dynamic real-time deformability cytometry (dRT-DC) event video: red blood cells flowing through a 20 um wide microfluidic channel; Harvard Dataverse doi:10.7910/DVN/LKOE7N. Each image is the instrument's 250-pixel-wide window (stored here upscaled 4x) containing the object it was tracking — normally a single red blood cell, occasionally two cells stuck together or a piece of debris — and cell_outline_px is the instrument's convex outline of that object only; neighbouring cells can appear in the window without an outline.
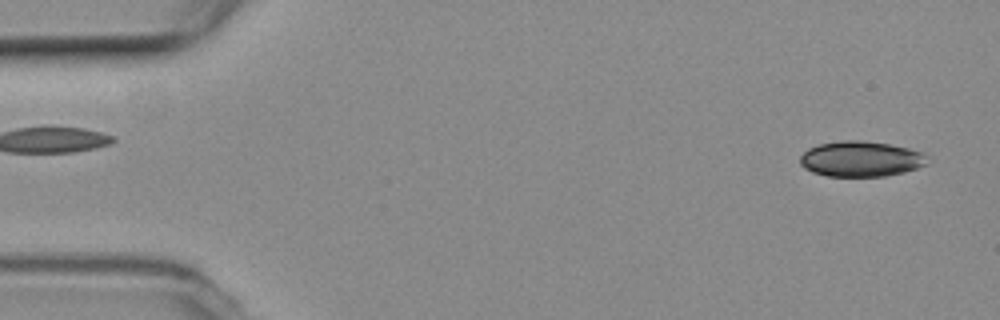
{"species": "common noctule bat (a hibernating species)", "species_latin": "Nyctalus noctula", "temperature_condition": "room temperature", "stored_images_in_passage": 53, "camera_frame_rate_fps": 3000, "um_per_image_px": 0.085, "animal": {"sex": "female", "body_mass_g": 19.3, "forearm_length_mm": 54.1}, "frame": {"image": 1, "passage_image": 2, "time_ms": 0.333, "image_size_px": [1000, 320], "cell_outline_px": [[928, 164], [904, 172], [884, 176], [828, 176], [812, 172], [804, 168], [800, 164], [800, 156], [808, 148], [820, 144], [844, 140], [860, 140], [888, 144], [908, 148], [924, 152], [928, 156]], "centroid_in_image_um": [73.19, 13.51], "position_along_channel_um": 11.8, "area_um2": 26.36}}
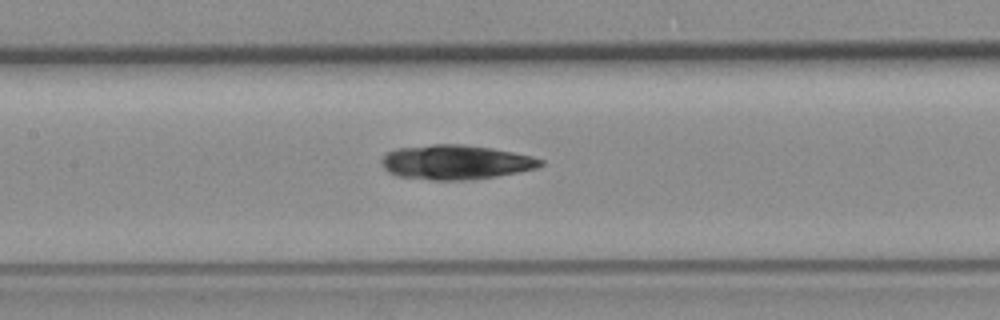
{"frame": {"image": 2, "passage_image": 24, "time_ms": 7.667, "image_size_px": [1000, 320], "cell_outline_px": [[544, 164], [536, 168], [496, 176], [468, 180], [432, 180], [396, 176], [388, 172], [384, 168], [380, 160], [388, 152], [396, 148], [432, 144], [464, 144], [492, 148], [532, 156], [544, 160]], "centroid_in_image_um": [38.71, 13.78], "position_along_channel_um": 168.7, "area_um2": 32.02}}
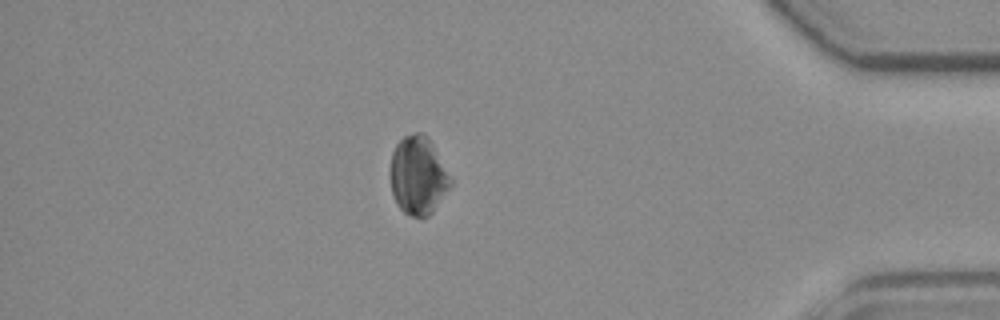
{"frame": {"image": 3, "passage_image": 46, "time_ms": 15.0, "image_size_px": [1000, 320], "cell_outline_px": [[452, 184], [432, 212], [428, 216], [412, 216], [404, 212], [396, 204], [392, 192], [388, 176], [388, 172], [392, 152], [396, 144], [404, 136], [416, 132], [424, 132], [428, 136], [452, 180]], "centroid_in_image_um": [35.49, 14.9], "position_along_channel_um": 399.7, "area_um2": 27.63}, "authors_computed_cell_mechanics": {"area_um2": 28.6688, "velocity_mm_per_s": 3.7359, "shape_relaxation_time_tau1_ms": 5.7234, "shape_relaxation_time_tau2_ms": null, "deformation_change_tau1": 0.0874, "deformation_change_tau2": null}}